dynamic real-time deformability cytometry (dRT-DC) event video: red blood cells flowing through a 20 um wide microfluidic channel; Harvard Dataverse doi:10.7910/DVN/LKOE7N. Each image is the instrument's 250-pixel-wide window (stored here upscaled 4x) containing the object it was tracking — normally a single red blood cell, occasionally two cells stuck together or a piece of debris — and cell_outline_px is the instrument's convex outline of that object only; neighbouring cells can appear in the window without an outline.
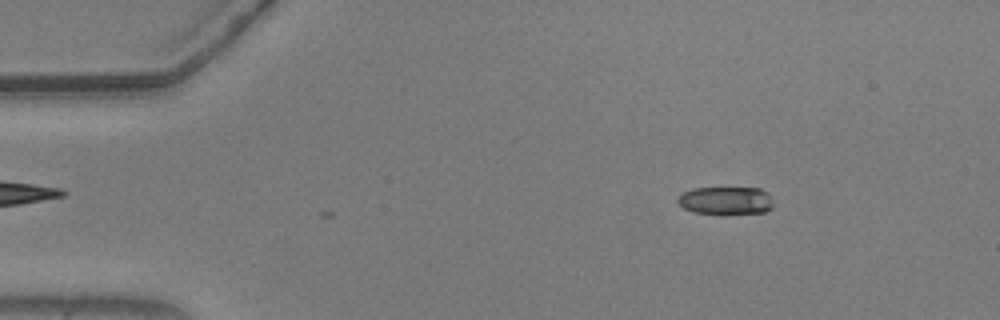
{"species": "common noctule bat (a hibernating species)", "species_latin": "Nyctalus noctula", "temperature_condition": "warm", "stored_images_in_passage": 14, "camera_frame_rate_fps": 3000, "um_per_image_px": 0.085, "animal": {"sex": "male", "body_mass_g": 20.5, "forearm_length_mm": 52.5}, "frame": {"image": 1, "passage_image": 6, "time_ms": 1.667, "image_size_px": [1000, 320], "cell_outline_px": [[772, 208], [764, 212], [692, 212], [684, 208], [676, 200], [684, 192], [696, 188], [760, 188], [768, 192], [772, 196]], "centroid_in_image_um": [61.73, 17.01], "position_along_channel_um": 23.3, "area_um2": 15.03}}